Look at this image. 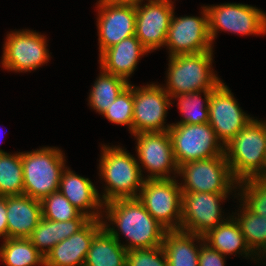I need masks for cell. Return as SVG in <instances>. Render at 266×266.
Returning a JSON list of instances; mask_svg holds the SVG:
<instances>
[{"instance_id":"obj_1","label":"cell","mask_w":266,"mask_h":266,"mask_svg":"<svg viewBox=\"0 0 266 266\" xmlns=\"http://www.w3.org/2000/svg\"><path fill=\"white\" fill-rule=\"evenodd\" d=\"M103 212L107 218L102 219L103 227L119 243L121 232L128 241L122 244L127 251L162 246L167 230L148 213L138 198L112 200L104 204Z\"/></svg>"},{"instance_id":"obj_2","label":"cell","mask_w":266,"mask_h":266,"mask_svg":"<svg viewBox=\"0 0 266 266\" xmlns=\"http://www.w3.org/2000/svg\"><path fill=\"white\" fill-rule=\"evenodd\" d=\"M224 154L237 182L266 178V121L252 119L224 146Z\"/></svg>"},{"instance_id":"obj_3","label":"cell","mask_w":266,"mask_h":266,"mask_svg":"<svg viewBox=\"0 0 266 266\" xmlns=\"http://www.w3.org/2000/svg\"><path fill=\"white\" fill-rule=\"evenodd\" d=\"M101 152L99 176L106 184L100 196L103 204L117 199L137 198L144 175L135 156L113 145L110 147L103 144Z\"/></svg>"},{"instance_id":"obj_4","label":"cell","mask_w":266,"mask_h":266,"mask_svg":"<svg viewBox=\"0 0 266 266\" xmlns=\"http://www.w3.org/2000/svg\"><path fill=\"white\" fill-rule=\"evenodd\" d=\"M213 52L168 57L164 90L170 97L200 90H214L222 81L212 68Z\"/></svg>"},{"instance_id":"obj_5","label":"cell","mask_w":266,"mask_h":266,"mask_svg":"<svg viewBox=\"0 0 266 266\" xmlns=\"http://www.w3.org/2000/svg\"><path fill=\"white\" fill-rule=\"evenodd\" d=\"M24 178L23 194L42 201L58 191L61 175L65 169L64 153L57 147H42L21 152Z\"/></svg>"},{"instance_id":"obj_6","label":"cell","mask_w":266,"mask_h":266,"mask_svg":"<svg viewBox=\"0 0 266 266\" xmlns=\"http://www.w3.org/2000/svg\"><path fill=\"white\" fill-rule=\"evenodd\" d=\"M182 193H233L237 181L233 178L225 154L213 158L186 162L178 167Z\"/></svg>"},{"instance_id":"obj_7","label":"cell","mask_w":266,"mask_h":266,"mask_svg":"<svg viewBox=\"0 0 266 266\" xmlns=\"http://www.w3.org/2000/svg\"><path fill=\"white\" fill-rule=\"evenodd\" d=\"M179 180L144 179L138 200L167 231L180 230L182 190Z\"/></svg>"},{"instance_id":"obj_8","label":"cell","mask_w":266,"mask_h":266,"mask_svg":"<svg viewBox=\"0 0 266 266\" xmlns=\"http://www.w3.org/2000/svg\"><path fill=\"white\" fill-rule=\"evenodd\" d=\"M168 132L178 167L189 161L213 158L224 154V146L209 123H172Z\"/></svg>"},{"instance_id":"obj_9","label":"cell","mask_w":266,"mask_h":266,"mask_svg":"<svg viewBox=\"0 0 266 266\" xmlns=\"http://www.w3.org/2000/svg\"><path fill=\"white\" fill-rule=\"evenodd\" d=\"M208 12L209 34L213 41L219 31L241 35H265L266 13L242 3L205 6Z\"/></svg>"},{"instance_id":"obj_10","label":"cell","mask_w":266,"mask_h":266,"mask_svg":"<svg viewBox=\"0 0 266 266\" xmlns=\"http://www.w3.org/2000/svg\"><path fill=\"white\" fill-rule=\"evenodd\" d=\"M6 36L1 61L4 69L26 73L48 63L46 36L28 29L11 31Z\"/></svg>"},{"instance_id":"obj_11","label":"cell","mask_w":266,"mask_h":266,"mask_svg":"<svg viewBox=\"0 0 266 266\" xmlns=\"http://www.w3.org/2000/svg\"><path fill=\"white\" fill-rule=\"evenodd\" d=\"M132 134L139 132H165L172 124H166L168 108L173 103L162 85H133ZM166 124V125H165Z\"/></svg>"},{"instance_id":"obj_12","label":"cell","mask_w":266,"mask_h":266,"mask_svg":"<svg viewBox=\"0 0 266 266\" xmlns=\"http://www.w3.org/2000/svg\"><path fill=\"white\" fill-rule=\"evenodd\" d=\"M136 138V153L140 167H145L149 173L144 179H172L178 174V165L175 161L172 140L168 131L139 132L133 134ZM140 162V163H139ZM141 164V166H140ZM174 172V173H173ZM173 173L175 176H171Z\"/></svg>"},{"instance_id":"obj_13","label":"cell","mask_w":266,"mask_h":266,"mask_svg":"<svg viewBox=\"0 0 266 266\" xmlns=\"http://www.w3.org/2000/svg\"><path fill=\"white\" fill-rule=\"evenodd\" d=\"M201 8L203 11L200 17H176L175 12L173 13L165 42L169 49V57L213 51L208 12L205 6Z\"/></svg>"},{"instance_id":"obj_14","label":"cell","mask_w":266,"mask_h":266,"mask_svg":"<svg viewBox=\"0 0 266 266\" xmlns=\"http://www.w3.org/2000/svg\"><path fill=\"white\" fill-rule=\"evenodd\" d=\"M229 193H182L180 230L203 236L226 219L222 217L220 202ZM223 218V219H222Z\"/></svg>"},{"instance_id":"obj_15","label":"cell","mask_w":266,"mask_h":266,"mask_svg":"<svg viewBox=\"0 0 266 266\" xmlns=\"http://www.w3.org/2000/svg\"><path fill=\"white\" fill-rule=\"evenodd\" d=\"M239 106L224 82L212 91L208 103V123L223 146L227 145L253 119Z\"/></svg>"},{"instance_id":"obj_16","label":"cell","mask_w":266,"mask_h":266,"mask_svg":"<svg viewBox=\"0 0 266 266\" xmlns=\"http://www.w3.org/2000/svg\"><path fill=\"white\" fill-rule=\"evenodd\" d=\"M99 55L121 40L135 35L136 6L114 0L97 1Z\"/></svg>"},{"instance_id":"obj_17","label":"cell","mask_w":266,"mask_h":266,"mask_svg":"<svg viewBox=\"0 0 266 266\" xmlns=\"http://www.w3.org/2000/svg\"><path fill=\"white\" fill-rule=\"evenodd\" d=\"M173 7L165 0L136 5L135 36L149 53L165 46Z\"/></svg>"},{"instance_id":"obj_18","label":"cell","mask_w":266,"mask_h":266,"mask_svg":"<svg viewBox=\"0 0 266 266\" xmlns=\"http://www.w3.org/2000/svg\"><path fill=\"white\" fill-rule=\"evenodd\" d=\"M102 228V219H91L78 232L56 244L45 256L44 266H84L91 242Z\"/></svg>"},{"instance_id":"obj_19","label":"cell","mask_w":266,"mask_h":266,"mask_svg":"<svg viewBox=\"0 0 266 266\" xmlns=\"http://www.w3.org/2000/svg\"><path fill=\"white\" fill-rule=\"evenodd\" d=\"M58 190L74 207L90 219L104 218L101 195L89 178L82 177L65 167Z\"/></svg>"},{"instance_id":"obj_20","label":"cell","mask_w":266,"mask_h":266,"mask_svg":"<svg viewBox=\"0 0 266 266\" xmlns=\"http://www.w3.org/2000/svg\"><path fill=\"white\" fill-rule=\"evenodd\" d=\"M148 52L140 40L133 35L109 47L99 55L100 69L129 82L128 77L135 71L138 60Z\"/></svg>"},{"instance_id":"obj_21","label":"cell","mask_w":266,"mask_h":266,"mask_svg":"<svg viewBox=\"0 0 266 266\" xmlns=\"http://www.w3.org/2000/svg\"><path fill=\"white\" fill-rule=\"evenodd\" d=\"M41 218V201L24 194L7 196L8 238H28Z\"/></svg>"},{"instance_id":"obj_22","label":"cell","mask_w":266,"mask_h":266,"mask_svg":"<svg viewBox=\"0 0 266 266\" xmlns=\"http://www.w3.org/2000/svg\"><path fill=\"white\" fill-rule=\"evenodd\" d=\"M204 242L213 249H216L221 254L227 256L232 254L245 255L243 257H251V260L257 262L256 256L246 243L240 226L235 218L230 215L226 220L216 228L209 230L203 235ZM253 255V256H252ZM254 257V258H253Z\"/></svg>"},{"instance_id":"obj_23","label":"cell","mask_w":266,"mask_h":266,"mask_svg":"<svg viewBox=\"0 0 266 266\" xmlns=\"http://www.w3.org/2000/svg\"><path fill=\"white\" fill-rule=\"evenodd\" d=\"M90 220L75 218L69 221H51L42 217L28 239L45 257L56 244L78 232Z\"/></svg>"},{"instance_id":"obj_24","label":"cell","mask_w":266,"mask_h":266,"mask_svg":"<svg viewBox=\"0 0 266 266\" xmlns=\"http://www.w3.org/2000/svg\"><path fill=\"white\" fill-rule=\"evenodd\" d=\"M197 241L199 247L194 243ZM203 242L204 238L200 235L182 230L166 231L162 247L167 257L168 266H199V250Z\"/></svg>"},{"instance_id":"obj_25","label":"cell","mask_w":266,"mask_h":266,"mask_svg":"<svg viewBox=\"0 0 266 266\" xmlns=\"http://www.w3.org/2000/svg\"><path fill=\"white\" fill-rule=\"evenodd\" d=\"M127 250L104 227L95 235L84 266H126Z\"/></svg>"},{"instance_id":"obj_26","label":"cell","mask_w":266,"mask_h":266,"mask_svg":"<svg viewBox=\"0 0 266 266\" xmlns=\"http://www.w3.org/2000/svg\"><path fill=\"white\" fill-rule=\"evenodd\" d=\"M242 203V204H241ZM240 213L235 220L240 226L246 243L256 255L257 260L266 258V216L253 213L242 201L240 202ZM262 256V258H261ZM261 258V259H260Z\"/></svg>"},{"instance_id":"obj_27","label":"cell","mask_w":266,"mask_h":266,"mask_svg":"<svg viewBox=\"0 0 266 266\" xmlns=\"http://www.w3.org/2000/svg\"><path fill=\"white\" fill-rule=\"evenodd\" d=\"M100 71L89 93L88 104L93 110L102 115L118 95L129 86L130 82L102 69Z\"/></svg>"},{"instance_id":"obj_28","label":"cell","mask_w":266,"mask_h":266,"mask_svg":"<svg viewBox=\"0 0 266 266\" xmlns=\"http://www.w3.org/2000/svg\"><path fill=\"white\" fill-rule=\"evenodd\" d=\"M0 259L6 266L45 265V257L28 238H7L0 247Z\"/></svg>"},{"instance_id":"obj_29","label":"cell","mask_w":266,"mask_h":266,"mask_svg":"<svg viewBox=\"0 0 266 266\" xmlns=\"http://www.w3.org/2000/svg\"><path fill=\"white\" fill-rule=\"evenodd\" d=\"M23 190L21 152L0 153V196L23 195Z\"/></svg>"},{"instance_id":"obj_30","label":"cell","mask_w":266,"mask_h":266,"mask_svg":"<svg viewBox=\"0 0 266 266\" xmlns=\"http://www.w3.org/2000/svg\"><path fill=\"white\" fill-rule=\"evenodd\" d=\"M213 90H200L181 95H173L171 99H177V108L182 113L180 124H203L209 120V98ZM204 95V101L200 96Z\"/></svg>"},{"instance_id":"obj_31","label":"cell","mask_w":266,"mask_h":266,"mask_svg":"<svg viewBox=\"0 0 266 266\" xmlns=\"http://www.w3.org/2000/svg\"><path fill=\"white\" fill-rule=\"evenodd\" d=\"M237 195L253 213L266 216V178L257 177L237 183Z\"/></svg>"},{"instance_id":"obj_32","label":"cell","mask_w":266,"mask_h":266,"mask_svg":"<svg viewBox=\"0 0 266 266\" xmlns=\"http://www.w3.org/2000/svg\"><path fill=\"white\" fill-rule=\"evenodd\" d=\"M42 217L51 221H69L75 218H89L82 214L58 190L41 201Z\"/></svg>"},{"instance_id":"obj_33","label":"cell","mask_w":266,"mask_h":266,"mask_svg":"<svg viewBox=\"0 0 266 266\" xmlns=\"http://www.w3.org/2000/svg\"><path fill=\"white\" fill-rule=\"evenodd\" d=\"M133 106V85L130 83L102 115L112 123L127 125L132 133Z\"/></svg>"},{"instance_id":"obj_34","label":"cell","mask_w":266,"mask_h":266,"mask_svg":"<svg viewBox=\"0 0 266 266\" xmlns=\"http://www.w3.org/2000/svg\"><path fill=\"white\" fill-rule=\"evenodd\" d=\"M126 266H168L162 246L127 251Z\"/></svg>"},{"instance_id":"obj_35","label":"cell","mask_w":266,"mask_h":266,"mask_svg":"<svg viewBox=\"0 0 266 266\" xmlns=\"http://www.w3.org/2000/svg\"><path fill=\"white\" fill-rule=\"evenodd\" d=\"M225 255L211 248L205 242L200 245L199 266H225Z\"/></svg>"},{"instance_id":"obj_36","label":"cell","mask_w":266,"mask_h":266,"mask_svg":"<svg viewBox=\"0 0 266 266\" xmlns=\"http://www.w3.org/2000/svg\"><path fill=\"white\" fill-rule=\"evenodd\" d=\"M8 238L7 226V196H0V238Z\"/></svg>"},{"instance_id":"obj_37","label":"cell","mask_w":266,"mask_h":266,"mask_svg":"<svg viewBox=\"0 0 266 266\" xmlns=\"http://www.w3.org/2000/svg\"><path fill=\"white\" fill-rule=\"evenodd\" d=\"M116 2L122 3V4H129V5H139V4H143L142 2H144L143 0H114ZM148 2L151 1H156V0H146Z\"/></svg>"},{"instance_id":"obj_38","label":"cell","mask_w":266,"mask_h":266,"mask_svg":"<svg viewBox=\"0 0 266 266\" xmlns=\"http://www.w3.org/2000/svg\"><path fill=\"white\" fill-rule=\"evenodd\" d=\"M0 153H5V151H4V150H2V149H0Z\"/></svg>"}]
</instances>
